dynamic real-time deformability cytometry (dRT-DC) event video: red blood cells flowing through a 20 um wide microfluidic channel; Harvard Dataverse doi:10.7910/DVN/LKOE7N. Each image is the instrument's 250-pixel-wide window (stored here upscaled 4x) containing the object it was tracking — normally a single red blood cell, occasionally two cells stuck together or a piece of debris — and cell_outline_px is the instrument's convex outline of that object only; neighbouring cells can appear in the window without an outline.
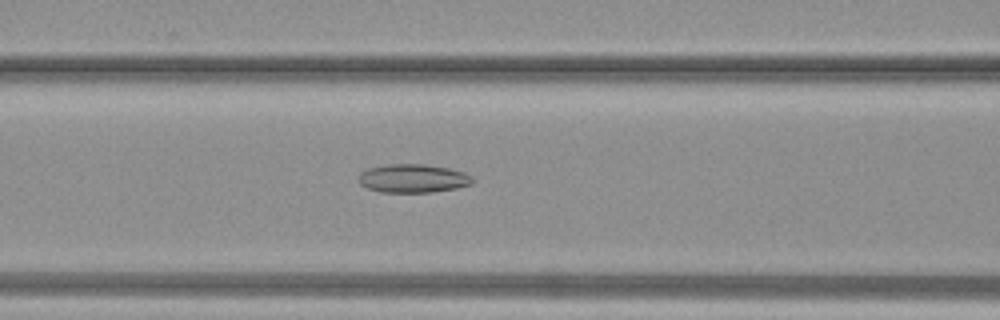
{"species": "common noctule bat (a hibernating species)", "species_latin": "Nyctalus noctula", "temperature_condition": "warm", "stored_images_in_passage": 39, "camera_frame_rate_fps": 3000, "um_per_image_px": 0.085, "animal": {"sex": "female", "body_mass_g": 19.3, "forearm_length_mm": 54.1}, "frame": {"image": 1, "passage_image": 16, "time_ms": 5.0, "image_size_px": [1000, 320], "cell_outline_px": [[476, 180], [472, 184], [456, 188], [432, 192], [380, 192], [368, 188], [360, 184], [360, 172], [368, 168], [388, 164], [424, 164], [448, 168], [464, 172], [472, 176]], "centroid_in_image_um": [35.14, 15.16], "position_along_channel_um": 131.5, "area_um2": 18.96}}
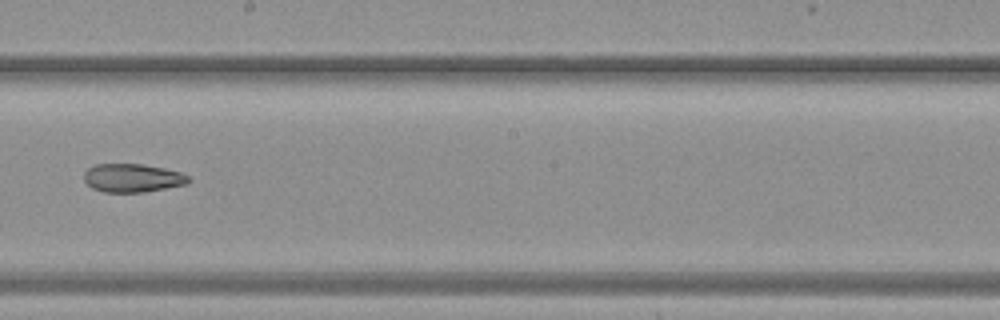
{"frame": {"image": 2, "passage_image": 22, "time_ms": 7.0, "image_size_px": [1000, 320], "cell_outline_px": [[192, 180], [188, 184], [144, 192], [104, 192], [92, 188], [84, 180], [84, 172], [88, 168], [96, 164], [140, 164], [164, 168], [180, 172], [188, 176]], "centroid_in_image_um": [11.27, 15.13], "position_along_channel_um": 236.9, "area_um2": 17.34}}
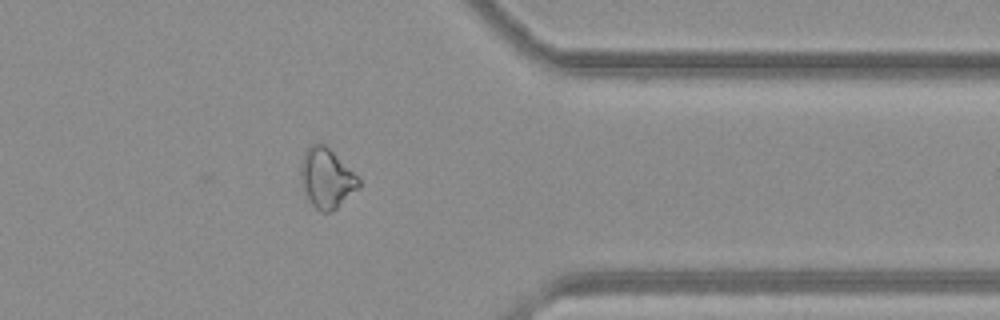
{"frame": {"image": 3, "passage_image": 31, "time_ms": 10.0, "image_size_px": [1000, 320], "cell_outline_px": [[360, 188], [332, 212], [320, 212], [308, 200], [300, 184], [300, 164], [304, 152], [312, 144], [324, 144], [360, 180]], "centroid_in_image_um": [27.72, 15.19], "position_along_channel_um": 383.7, "area_um2": 20.06}}